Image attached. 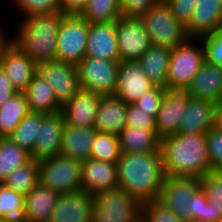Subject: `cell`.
<instances>
[{"label":"cell","mask_w":222,"mask_h":222,"mask_svg":"<svg viewBox=\"0 0 222 222\" xmlns=\"http://www.w3.org/2000/svg\"><path fill=\"white\" fill-rule=\"evenodd\" d=\"M24 200L23 194L2 184L0 187V220L26 222Z\"/></svg>","instance_id":"836d02e7"},{"label":"cell","mask_w":222,"mask_h":222,"mask_svg":"<svg viewBox=\"0 0 222 222\" xmlns=\"http://www.w3.org/2000/svg\"><path fill=\"white\" fill-rule=\"evenodd\" d=\"M37 73L52 86L61 106L81 88L76 65L58 60L43 62L37 65Z\"/></svg>","instance_id":"7c38bea8"},{"label":"cell","mask_w":222,"mask_h":222,"mask_svg":"<svg viewBox=\"0 0 222 222\" xmlns=\"http://www.w3.org/2000/svg\"><path fill=\"white\" fill-rule=\"evenodd\" d=\"M211 171H222V131L213 126L206 133Z\"/></svg>","instance_id":"60d3db41"},{"label":"cell","mask_w":222,"mask_h":222,"mask_svg":"<svg viewBox=\"0 0 222 222\" xmlns=\"http://www.w3.org/2000/svg\"><path fill=\"white\" fill-rule=\"evenodd\" d=\"M154 86L137 60L120 61L115 96L127 104L134 103Z\"/></svg>","instance_id":"9a60e30c"},{"label":"cell","mask_w":222,"mask_h":222,"mask_svg":"<svg viewBox=\"0 0 222 222\" xmlns=\"http://www.w3.org/2000/svg\"><path fill=\"white\" fill-rule=\"evenodd\" d=\"M186 91L190 97L220 105L222 103V66L204 61Z\"/></svg>","instance_id":"44dd1931"},{"label":"cell","mask_w":222,"mask_h":222,"mask_svg":"<svg viewBox=\"0 0 222 222\" xmlns=\"http://www.w3.org/2000/svg\"><path fill=\"white\" fill-rule=\"evenodd\" d=\"M27 98L24 93H17L0 107V129L8 137L22 119L29 113Z\"/></svg>","instance_id":"f546056e"},{"label":"cell","mask_w":222,"mask_h":222,"mask_svg":"<svg viewBox=\"0 0 222 222\" xmlns=\"http://www.w3.org/2000/svg\"><path fill=\"white\" fill-rule=\"evenodd\" d=\"M119 187L117 163L94 160L82 162L81 188L94 196L98 192Z\"/></svg>","instance_id":"d6986e66"},{"label":"cell","mask_w":222,"mask_h":222,"mask_svg":"<svg viewBox=\"0 0 222 222\" xmlns=\"http://www.w3.org/2000/svg\"><path fill=\"white\" fill-rule=\"evenodd\" d=\"M86 56L119 60L116 21L89 23Z\"/></svg>","instance_id":"ffe728a7"},{"label":"cell","mask_w":222,"mask_h":222,"mask_svg":"<svg viewBox=\"0 0 222 222\" xmlns=\"http://www.w3.org/2000/svg\"><path fill=\"white\" fill-rule=\"evenodd\" d=\"M140 19L153 46L172 50L189 38L186 28L175 19L165 0H160Z\"/></svg>","instance_id":"277c9868"},{"label":"cell","mask_w":222,"mask_h":222,"mask_svg":"<svg viewBox=\"0 0 222 222\" xmlns=\"http://www.w3.org/2000/svg\"><path fill=\"white\" fill-rule=\"evenodd\" d=\"M204 62L199 38L189 37L170 53L166 89L186 90Z\"/></svg>","instance_id":"8992f818"},{"label":"cell","mask_w":222,"mask_h":222,"mask_svg":"<svg viewBox=\"0 0 222 222\" xmlns=\"http://www.w3.org/2000/svg\"><path fill=\"white\" fill-rule=\"evenodd\" d=\"M126 122L127 127L156 131L155 119L151 116V112L141 110L134 103L127 105Z\"/></svg>","instance_id":"b9f144b4"},{"label":"cell","mask_w":222,"mask_h":222,"mask_svg":"<svg viewBox=\"0 0 222 222\" xmlns=\"http://www.w3.org/2000/svg\"><path fill=\"white\" fill-rule=\"evenodd\" d=\"M197 222H216L215 210L210 202L205 206L204 217L200 218Z\"/></svg>","instance_id":"681fc988"},{"label":"cell","mask_w":222,"mask_h":222,"mask_svg":"<svg viewBox=\"0 0 222 222\" xmlns=\"http://www.w3.org/2000/svg\"><path fill=\"white\" fill-rule=\"evenodd\" d=\"M116 31L119 61L138 60L152 46L140 18L121 16Z\"/></svg>","instance_id":"8fae6325"},{"label":"cell","mask_w":222,"mask_h":222,"mask_svg":"<svg viewBox=\"0 0 222 222\" xmlns=\"http://www.w3.org/2000/svg\"><path fill=\"white\" fill-rule=\"evenodd\" d=\"M89 22L81 15L65 14L57 37L56 60L78 65L86 56Z\"/></svg>","instance_id":"ba28073f"},{"label":"cell","mask_w":222,"mask_h":222,"mask_svg":"<svg viewBox=\"0 0 222 222\" xmlns=\"http://www.w3.org/2000/svg\"><path fill=\"white\" fill-rule=\"evenodd\" d=\"M222 27V0L196 1L191 23L186 27L189 37L199 38Z\"/></svg>","instance_id":"603a6c76"},{"label":"cell","mask_w":222,"mask_h":222,"mask_svg":"<svg viewBox=\"0 0 222 222\" xmlns=\"http://www.w3.org/2000/svg\"><path fill=\"white\" fill-rule=\"evenodd\" d=\"M200 188L215 210L216 222H222V171H211L199 178Z\"/></svg>","instance_id":"8d00e7d4"},{"label":"cell","mask_w":222,"mask_h":222,"mask_svg":"<svg viewBox=\"0 0 222 222\" xmlns=\"http://www.w3.org/2000/svg\"><path fill=\"white\" fill-rule=\"evenodd\" d=\"M188 103L186 90L166 89L155 118L156 133L160 139L175 135Z\"/></svg>","instance_id":"2e32d148"},{"label":"cell","mask_w":222,"mask_h":222,"mask_svg":"<svg viewBox=\"0 0 222 222\" xmlns=\"http://www.w3.org/2000/svg\"><path fill=\"white\" fill-rule=\"evenodd\" d=\"M96 133L95 128H77L66 123L60 154L81 162L90 159Z\"/></svg>","instance_id":"484cf974"},{"label":"cell","mask_w":222,"mask_h":222,"mask_svg":"<svg viewBox=\"0 0 222 222\" xmlns=\"http://www.w3.org/2000/svg\"><path fill=\"white\" fill-rule=\"evenodd\" d=\"M120 154L118 135L103 132L96 133L90 158L117 163Z\"/></svg>","instance_id":"d590c367"},{"label":"cell","mask_w":222,"mask_h":222,"mask_svg":"<svg viewBox=\"0 0 222 222\" xmlns=\"http://www.w3.org/2000/svg\"><path fill=\"white\" fill-rule=\"evenodd\" d=\"M18 92L0 66V107L7 103Z\"/></svg>","instance_id":"7dc6e473"},{"label":"cell","mask_w":222,"mask_h":222,"mask_svg":"<svg viewBox=\"0 0 222 222\" xmlns=\"http://www.w3.org/2000/svg\"><path fill=\"white\" fill-rule=\"evenodd\" d=\"M141 220L143 222H188L180 218L158 200L142 204Z\"/></svg>","instance_id":"f35d334b"},{"label":"cell","mask_w":222,"mask_h":222,"mask_svg":"<svg viewBox=\"0 0 222 222\" xmlns=\"http://www.w3.org/2000/svg\"><path fill=\"white\" fill-rule=\"evenodd\" d=\"M92 222H138L142 204L121 187L93 196Z\"/></svg>","instance_id":"5b68a950"},{"label":"cell","mask_w":222,"mask_h":222,"mask_svg":"<svg viewBox=\"0 0 222 222\" xmlns=\"http://www.w3.org/2000/svg\"><path fill=\"white\" fill-rule=\"evenodd\" d=\"M59 194L57 191L39 182L25 195L24 210L26 222H49Z\"/></svg>","instance_id":"d4e9b609"},{"label":"cell","mask_w":222,"mask_h":222,"mask_svg":"<svg viewBox=\"0 0 222 222\" xmlns=\"http://www.w3.org/2000/svg\"><path fill=\"white\" fill-rule=\"evenodd\" d=\"M119 60L85 56L77 65L80 87L102 96L114 95Z\"/></svg>","instance_id":"9c48e42d"},{"label":"cell","mask_w":222,"mask_h":222,"mask_svg":"<svg viewBox=\"0 0 222 222\" xmlns=\"http://www.w3.org/2000/svg\"><path fill=\"white\" fill-rule=\"evenodd\" d=\"M214 126L222 131V103L216 107Z\"/></svg>","instance_id":"f907efd6"},{"label":"cell","mask_w":222,"mask_h":222,"mask_svg":"<svg viewBox=\"0 0 222 222\" xmlns=\"http://www.w3.org/2000/svg\"><path fill=\"white\" fill-rule=\"evenodd\" d=\"M171 50L151 46L137 61L148 79L157 86L166 87Z\"/></svg>","instance_id":"f1b7e54d"},{"label":"cell","mask_w":222,"mask_h":222,"mask_svg":"<svg viewBox=\"0 0 222 222\" xmlns=\"http://www.w3.org/2000/svg\"><path fill=\"white\" fill-rule=\"evenodd\" d=\"M127 105L115 95L102 96L94 126L97 132L119 135L127 127Z\"/></svg>","instance_id":"cb8c5ba5"},{"label":"cell","mask_w":222,"mask_h":222,"mask_svg":"<svg viewBox=\"0 0 222 222\" xmlns=\"http://www.w3.org/2000/svg\"><path fill=\"white\" fill-rule=\"evenodd\" d=\"M39 182L58 193L82 190V162L59 154L38 161Z\"/></svg>","instance_id":"52a82bcc"},{"label":"cell","mask_w":222,"mask_h":222,"mask_svg":"<svg viewBox=\"0 0 222 222\" xmlns=\"http://www.w3.org/2000/svg\"><path fill=\"white\" fill-rule=\"evenodd\" d=\"M118 184L141 204L158 200L166 177L161 152L121 153Z\"/></svg>","instance_id":"6da1fadb"},{"label":"cell","mask_w":222,"mask_h":222,"mask_svg":"<svg viewBox=\"0 0 222 222\" xmlns=\"http://www.w3.org/2000/svg\"><path fill=\"white\" fill-rule=\"evenodd\" d=\"M65 14H35L17 19V30L8 38L31 57L36 65L56 60L57 37ZM10 35V36H9Z\"/></svg>","instance_id":"3957f363"},{"label":"cell","mask_w":222,"mask_h":222,"mask_svg":"<svg viewBox=\"0 0 222 222\" xmlns=\"http://www.w3.org/2000/svg\"><path fill=\"white\" fill-rule=\"evenodd\" d=\"M217 105L211 101L193 98L188 95L185 113L181 117L179 134L207 133L213 126Z\"/></svg>","instance_id":"7402d4cb"},{"label":"cell","mask_w":222,"mask_h":222,"mask_svg":"<svg viewBox=\"0 0 222 222\" xmlns=\"http://www.w3.org/2000/svg\"><path fill=\"white\" fill-rule=\"evenodd\" d=\"M47 114L29 112L8 136L16 145L29 153L35 144V138Z\"/></svg>","instance_id":"1f68e13d"},{"label":"cell","mask_w":222,"mask_h":222,"mask_svg":"<svg viewBox=\"0 0 222 222\" xmlns=\"http://www.w3.org/2000/svg\"><path fill=\"white\" fill-rule=\"evenodd\" d=\"M88 0H60V12L80 15Z\"/></svg>","instance_id":"c3c4849f"},{"label":"cell","mask_w":222,"mask_h":222,"mask_svg":"<svg viewBox=\"0 0 222 222\" xmlns=\"http://www.w3.org/2000/svg\"><path fill=\"white\" fill-rule=\"evenodd\" d=\"M204 51V61L222 66V27L213 33L199 37Z\"/></svg>","instance_id":"ab89813d"},{"label":"cell","mask_w":222,"mask_h":222,"mask_svg":"<svg viewBox=\"0 0 222 222\" xmlns=\"http://www.w3.org/2000/svg\"><path fill=\"white\" fill-rule=\"evenodd\" d=\"M30 160L28 151L20 148L8 137H4L0 140V182L4 183L12 171Z\"/></svg>","instance_id":"4dcf8cb0"},{"label":"cell","mask_w":222,"mask_h":222,"mask_svg":"<svg viewBox=\"0 0 222 222\" xmlns=\"http://www.w3.org/2000/svg\"><path fill=\"white\" fill-rule=\"evenodd\" d=\"M15 6L17 17L24 18L35 14H50L60 11V0H8Z\"/></svg>","instance_id":"74e56055"},{"label":"cell","mask_w":222,"mask_h":222,"mask_svg":"<svg viewBox=\"0 0 222 222\" xmlns=\"http://www.w3.org/2000/svg\"><path fill=\"white\" fill-rule=\"evenodd\" d=\"M199 188L198 178L166 176L158 201L180 218L190 222L188 204Z\"/></svg>","instance_id":"4fadbf2b"},{"label":"cell","mask_w":222,"mask_h":222,"mask_svg":"<svg viewBox=\"0 0 222 222\" xmlns=\"http://www.w3.org/2000/svg\"><path fill=\"white\" fill-rule=\"evenodd\" d=\"M160 0H120V12L124 17L140 18Z\"/></svg>","instance_id":"ee69618b"},{"label":"cell","mask_w":222,"mask_h":222,"mask_svg":"<svg viewBox=\"0 0 222 222\" xmlns=\"http://www.w3.org/2000/svg\"><path fill=\"white\" fill-rule=\"evenodd\" d=\"M165 90V87L155 85L150 91L142 95L140 99L136 100L134 104L145 112H151V116L155 119Z\"/></svg>","instance_id":"7bdbcfd3"},{"label":"cell","mask_w":222,"mask_h":222,"mask_svg":"<svg viewBox=\"0 0 222 222\" xmlns=\"http://www.w3.org/2000/svg\"><path fill=\"white\" fill-rule=\"evenodd\" d=\"M160 150L166 176L199 179L211 172L206 133L162 138Z\"/></svg>","instance_id":"7a4b0ae2"},{"label":"cell","mask_w":222,"mask_h":222,"mask_svg":"<svg viewBox=\"0 0 222 222\" xmlns=\"http://www.w3.org/2000/svg\"><path fill=\"white\" fill-rule=\"evenodd\" d=\"M118 139L121 153L161 152V139L153 130L126 127Z\"/></svg>","instance_id":"83f0119b"},{"label":"cell","mask_w":222,"mask_h":222,"mask_svg":"<svg viewBox=\"0 0 222 222\" xmlns=\"http://www.w3.org/2000/svg\"><path fill=\"white\" fill-rule=\"evenodd\" d=\"M65 124L61 112L47 114L42 119L41 127L35 138V144L30 152L32 160L40 161L60 154Z\"/></svg>","instance_id":"e0dca14e"},{"label":"cell","mask_w":222,"mask_h":222,"mask_svg":"<svg viewBox=\"0 0 222 222\" xmlns=\"http://www.w3.org/2000/svg\"><path fill=\"white\" fill-rule=\"evenodd\" d=\"M80 15L89 23L115 22L121 17L120 0H88Z\"/></svg>","instance_id":"e575fe53"},{"label":"cell","mask_w":222,"mask_h":222,"mask_svg":"<svg viewBox=\"0 0 222 222\" xmlns=\"http://www.w3.org/2000/svg\"><path fill=\"white\" fill-rule=\"evenodd\" d=\"M93 204L84 190L60 193L49 222H92Z\"/></svg>","instance_id":"ac0fdd59"},{"label":"cell","mask_w":222,"mask_h":222,"mask_svg":"<svg viewBox=\"0 0 222 222\" xmlns=\"http://www.w3.org/2000/svg\"><path fill=\"white\" fill-rule=\"evenodd\" d=\"M0 66L18 93H24L37 73V65L8 37L0 45Z\"/></svg>","instance_id":"30bf717a"},{"label":"cell","mask_w":222,"mask_h":222,"mask_svg":"<svg viewBox=\"0 0 222 222\" xmlns=\"http://www.w3.org/2000/svg\"><path fill=\"white\" fill-rule=\"evenodd\" d=\"M175 19L185 28L191 23L193 10L198 0H165Z\"/></svg>","instance_id":"f6af8a7d"},{"label":"cell","mask_w":222,"mask_h":222,"mask_svg":"<svg viewBox=\"0 0 222 222\" xmlns=\"http://www.w3.org/2000/svg\"><path fill=\"white\" fill-rule=\"evenodd\" d=\"M24 94L30 112L55 114L61 111L52 86L38 73L34 75Z\"/></svg>","instance_id":"4316f807"},{"label":"cell","mask_w":222,"mask_h":222,"mask_svg":"<svg viewBox=\"0 0 222 222\" xmlns=\"http://www.w3.org/2000/svg\"><path fill=\"white\" fill-rule=\"evenodd\" d=\"M102 95L80 88L61 106L65 123L77 128H94Z\"/></svg>","instance_id":"5bb4252c"},{"label":"cell","mask_w":222,"mask_h":222,"mask_svg":"<svg viewBox=\"0 0 222 222\" xmlns=\"http://www.w3.org/2000/svg\"><path fill=\"white\" fill-rule=\"evenodd\" d=\"M39 183L38 161L30 160L28 163L12 171L4 185L18 193L27 195Z\"/></svg>","instance_id":"d6a6232c"},{"label":"cell","mask_w":222,"mask_h":222,"mask_svg":"<svg viewBox=\"0 0 222 222\" xmlns=\"http://www.w3.org/2000/svg\"><path fill=\"white\" fill-rule=\"evenodd\" d=\"M4 138V136L1 133V129H0V140H2Z\"/></svg>","instance_id":"f5cc1de1"},{"label":"cell","mask_w":222,"mask_h":222,"mask_svg":"<svg viewBox=\"0 0 222 222\" xmlns=\"http://www.w3.org/2000/svg\"><path fill=\"white\" fill-rule=\"evenodd\" d=\"M208 200L204 192L199 188L194 194L192 200L189 202L188 210L190 216V222H197L205 215V206L208 204Z\"/></svg>","instance_id":"bcb514c9"},{"label":"cell","mask_w":222,"mask_h":222,"mask_svg":"<svg viewBox=\"0 0 222 222\" xmlns=\"http://www.w3.org/2000/svg\"><path fill=\"white\" fill-rule=\"evenodd\" d=\"M2 22H0V45L2 44V42L5 40V38L8 36L7 35V30L3 29L5 26L4 24H1ZM3 25V26H2ZM6 33H5V32Z\"/></svg>","instance_id":"816d5d0a"}]
</instances>
